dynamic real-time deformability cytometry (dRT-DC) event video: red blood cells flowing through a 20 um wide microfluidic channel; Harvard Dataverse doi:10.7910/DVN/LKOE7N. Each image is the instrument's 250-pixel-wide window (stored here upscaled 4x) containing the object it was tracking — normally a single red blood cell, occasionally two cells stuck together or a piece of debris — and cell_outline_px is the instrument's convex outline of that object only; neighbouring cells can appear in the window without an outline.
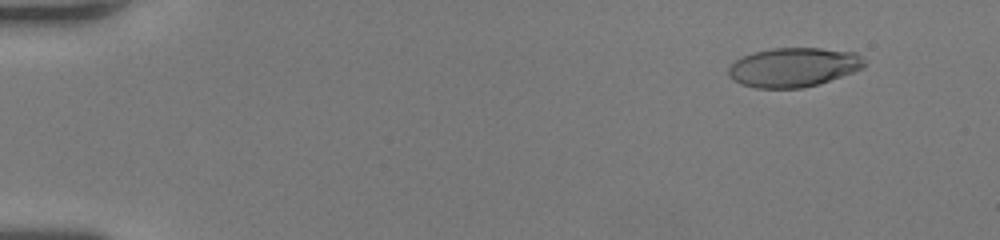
{"species": "human", "species_latin": "Homo sapiens", "temperature_condition": "room temperature", "stored_images_in_passage": 62, "camera_frame_rate_fps": 3000, "um_per_image_px": 0.085, "donor": {"sex": "female"}, "frame": {"image": 1, "passage_image": 6, "time_ms": 1.667, "image_size_px": [1000, 240], "cell_outline_px": [[868, 64], [864, 68], [820, 84], [800, 88], [756, 88], [740, 84], [728, 76], [728, 68], [736, 60], [744, 56], [756, 52], [772, 48], [820, 48], [856, 52], [868, 60]], "centroid_in_image_um": [67.51, 5.72], "position_along_channel_um": 17.5, "area_um2": 31.33}}
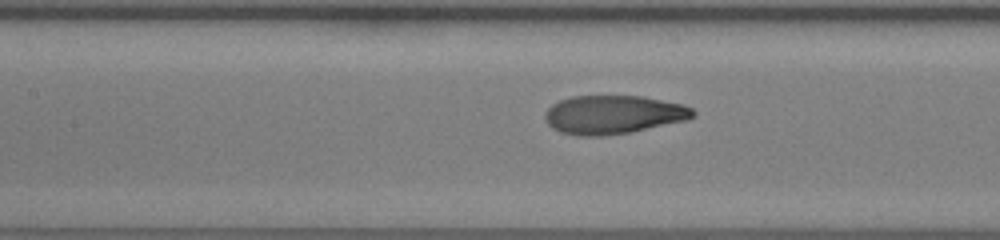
{"frame": {"image": 2, "passage_image": 30, "time_ms": 9.667, "image_size_px": [1000, 240], "cell_outline_px": [[696, 116], [688, 120], [632, 132], [604, 136], [576, 136], [560, 132], [552, 128], [548, 124], [544, 116], [544, 112], [552, 104], [560, 100], [572, 96], [640, 96], [684, 104], [692, 108], [696, 112]], "centroid_in_image_um": [52.14, 9.75], "position_along_channel_um": 155.3, "area_um2": 33.64}}
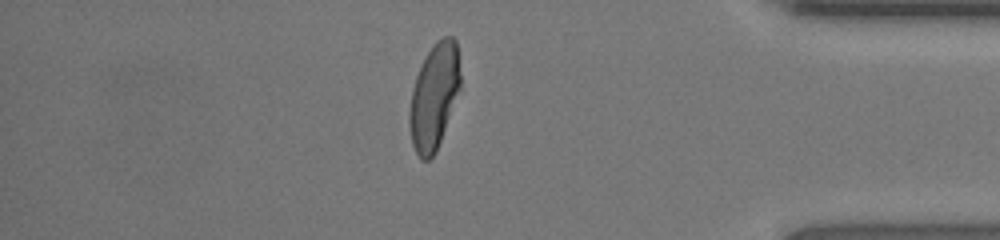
{"frame": {"image": 3, "passage_image": 54, "time_ms": 17.667, "image_size_px": [1000, 240], "cell_outline_px": [[460, 88], [436, 152], [428, 160], [420, 160], [412, 144], [408, 124], [408, 112], [412, 88], [416, 76], [428, 52], [436, 40], [444, 36], [452, 36], [456, 40], [460, 76]], "centroid_in_image_um": [36.88, 8.21], "position_along_channel_um": 398.3, "area_um2": 31.21}}